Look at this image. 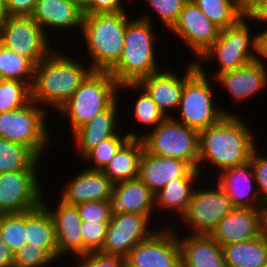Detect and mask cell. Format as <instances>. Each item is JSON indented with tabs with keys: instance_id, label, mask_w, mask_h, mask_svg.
Here are the masks:
<instances>
[{
	"instance_id": "cell-13",
	"label": "cell",
	"mask_w": 267,
	"mask_h": 267,
	"mask_svg": "<svg viewBox=\"0 0 267 267\" xmlns=\"http://www.w3.org/2000/svg\"><path fill=\"white\" fill-rule=\"evenodd\" d=\"M165 224L130 250L125 257L126 267H181L177 226L172 221Z\"/></svg>"
},
{
	"instance_id": "cell-2",
	"label": "cell",
	"mask_w": 267,
	"mask_h": 267,
	"mask_svg": "<svg viewBox=\"0 0 267 267\" xmlns=\"http://www.w3.org/2000/svg\"><path fill=\"white\" fill-rule=\"evenodd\" d=\"M79 58L53 49L35 66L31 100L46 110L57 111L92 71L89 64Z\"/></svg>"
},
{
	"instance_id": "cell-15",
	"label": "cell",
	"mask_w": 267,
	"mask_h": 267,
	"mask_svg": "<svg viewBox=\"0 0 267 267\" xmlns=\"http://www.w3.org/2000/svg\"><path fill=\"white\" fill-rule=\"evenodd\" d=\"M169 31L190 48L195 58L192 57L191 60L196 61L217 40L221 29L192 0H188Z\"/></svg>"
},
{
	"instance_id": "cell-40",
	"label": "cell",
	"mask_w": 267,
	"mask_h": 267,
	"mask_svg": "<svg viewBox=\"0 0 267 267\" xmlns=\"http://www.w3.org/2000/svg\"><path fill=\"white\" fill-rule=\"evenodd\" d=\"M109 222L82 221L83 255L102 250Z\"/></svg>"
},
{
	"instance_id": "cell-50",
	"label": "cell",
	"mask_w": 267,
	"mask_h": 267,
	"mask_svg": "<svg viewBox=\"0 0 267 267\" xmlns=\"http://www.w3.org/2000/svg\"><path fill=\"white\" fill-rule=\"evenodd\" d=\"M263 233L267 237V205L263 208Z\"/></svg>"
},
{
	"instance_id": "cell-49",
	"label": "cell",
	"mask_w": 267,
	"mask_h": 267,
	"mask_svg": "<svg viewBox=\"0 0 267 267\" xmlns=\"http://www.w3.org/2000/svg\"><path fill=\"white\" fill-rule=\"evenodd\" d=\"M234 3L244 14L247 12L250 0H230Z\"/></svg>"
},
{
	"instance_id": "cell-28",
	"label": "cell",
	"mask_w": 267,
	"mask_h": 267,
	"mask_svg": "<svg viewBox=\"0 0 267 267\" xmlns=\"http://www.w3.org/2000/svg\"><path fill=\"white\" fill-rule=\"evenodd\" d=\"M26 235L27 245L43 248L56 261L58 260L54 222L50 212L43 204L26 211Z\"/></svg>"
},
{
	"instance_id": "cell-29",
	"label": "cell",
	"mask_w": 267,
	"mask_h": 267,
	"mask_svg": "<svg viewBox=\"0 0 267 267\" xmlns=\"http://www.w3.org/2000/svg\"><path fill=\"white\" fill-rule=\"evenodd\" d=\"M202 178H176L167 183L162 189L155 194V208L156 212L161 211L166 215L169 210L171 214L175 215L179 220L186 213L189 206L192 193L197 183L201 182ZM198 181V182H197ZM160 209V210H159ZM164 210V211H163Z\"/></svg>"
},
{
	"instance_id": "cell-8",
	"label": "cell",
	"mask_w": 267,
	"mask_h": 267,
	"mask_svg": "<svg viewBox=\"0 0 267 267\" xmlns=\"http://www.w3.org/2000/svg\"><path fill=\"white\" fill-rule=\"evenodd\" d=\"M47 112L31 100L22 107L0 113V138L24 145L39 159L45 158L43 156L52 142Z\"/></svg>"
},
{
	"instance_id": "cell-35",
	"label": "cell",
	"mask_w": 267,
	"mask_h": 267,
	"mask_svg": "<svg viewBox=\"0 0 267 267\" xmlns=\"http://www.w3.org/2000/svg\"><path fill=\"white\" fill-rule=\"evenodd\" d=\"M220 29L235 24L245 14L230 0H192Z\"/></svg>"
},
{
	"instance_id": "cell-7",
	"label": "cell",
	"mask_w": 267,
	"mask_h": 267,
	"mask_svg": "<svg viewBox=\"0 0 267 267\" xmlns=\"http://www.w3.org/2000/svg\"><path fill=\"white\" fill-rule=\"evenodd\" d=\"M249 22V18L244 15L232 26L221 29L217 40L196 60L197 65L209 62L218 65L219 69H216V73L212 72L210 78L215 79L224 72L255 61L256 33L251 29L252 21Z\"/></svg>"
},
{
	"instance_id": "cell-34",
	"label": "cell",
	"mask_w": 267,
	"mask_h": 267,
	"mask_svg": "<svg viewBox=\"0 0 267 267\" xmlns=\"http://www.w3.org/2000/svg\"><path fill=\"white\" fill-rule=\"evenodd\" d=\"M34 71L35 65L29 59L0 44V79L20 80L31 87Z\"/></svg>"
},
{
	"instance_id": "cell-32",
	"label": "cell",
	"mask_w": 267,
	"mask_h": 267,
	"mask_svg": "<svg viewBox=\"0 0 267 267\" xmlns=\"http://www.w3.org/2000/svg\"><path fill=\"white\" fill-rule=\"evenodd\" d=\"M130 129L123 131L124 134L118 133L115 136L103 140L97 147L90 150L82 159V162H88L92 170H103L108 163L114 158L117 151L129 138H140L141 134ZM134 131V132H133ZM136 132V133H135ZM85 160V161H84Z\"/></svg>"
},
{
	"instance_id": "cell-39",
	"label": "cell",
	"mask_w": 267,
	"mask_h": 267,
	"mask_svg": "<svg viewBox=\"0 0 267 267\" xmlns=\"http://www.w3.org/2000/svg\"><path fill=\"white\" fill-rule=\"evenodd\" d=\"M53 261L56 262L45 249L33 245L26 244L14 254V267H48Z\"/></svg>"
},
{
	"instance_id": "cell-27",
	"label": "cell",
	"mask_w": 267,
	"mask_h": 267,
	"mask_svg": "<svg viewBox=\"0 0 267 267\" xmlns=\"http://www.w3.org/2000/svg\"><path fill=\"white\" fill-rule=\"evenodd\" d=\"M143 151L144 145L140 138H129L102 172L114 184L138 178Z\"/></svg>"
},
{
	"instance_id": "cell-51",
	"label": "cell",
	"mask_w": 267,
	"mask_h": 267,
	"mask_svg": "<svg viewBox=\"0 0 267 267\" xmlns=\"http://www.w3.org/2000/svg\"><path fill=\"white\" fill-rule=\"evenodd\" d=\"M72 2H75L80 8L83 10L89 5L91 0H71Z\"/></svg>"
},
{
	"instance_id": "cell-20",
	"label": "cell",
	"mask_w": 267,
	"mask_h": 267,
	"mask_svg": "<svg viewBox=\"0 0 267 267\" xmlns=\"http://www.w3.org/2000/svg\"><path fill=\"white\" fill-rule=\"evenodd\" d=\"M64 183L59 191V199L70 205L89 201L109 200L113 193L114 183L108 179L102 170H92L83 167L71 179ZM61 197V198H60Z\"/></svg>"
},
{
	"instance_id": "cell-26",
	"label": "cell",
	"mask_w": 267,
	"mask_h": 267,
	"mask_svg": "<svg viewBox=\"0 0 267 267\" xmlns=\"http://www.w3.org/2000/svg\"><path fill=\"white\" fill-rule=\"evenodd\" d=\"M178 240L181 267H227L221 245L209 234L178 233Z\"/></svg>"
},
{
	"instance_id": "cell-18",
	"label": "cell",
	"mask_w": 267,
	"mask_h": 267,
	"mask_svg": "<svg viewBox=\"0 0 267 267\" xmlns=\"http://www.w3.org/2000/svg\"><path fill=\"white\" fill-rule=\"evenodd\" d=\"M201 177L198 169L181 159L153 155L145 150L140 159L138 178L155 194L173 179Z\"/></svg>"
},
{
	"instance_id": "cell-45",
	"label": "cell",
	"mask_w": 267,
	"mask_h": 267,
	"mask_svg": "<svg viewBox=\"0 0 267 267\" xmlns=\"http://www.w3.org/2000/svg\"><path fill=\"white\" fill-rule=\"evenodd\" d=\"M37 0H6V16L31 17Z\"/></svg>"
},
{
	"instance_id": "cell-31",
	"label": "cell",
	"mask_w": 267,
	"mask_h": 267,
	"mask_svg": "<svg viewBox=\"0 0 267 267\" xmlns=\"http://www.w3.org/2000/svg\"><path fill=\"white\" fill-rule=\"evenodd\" d=\"M127 90L131 93L133 90L139 91L136 100H133V104H130L134 110H132L131 115H135L136 121L142 123L143 127L146 126L149 132L151 129L156 128L166 116L160 111L152 98L147 94V92L137 83H123L119 85V96L121 92ZM151 128V129H150Z\"/></svg>"
},
{
	"instance_id": "cell-30",
	"label": "cell",
	"mask_w": 267,
	"mask_h": 267,
	"mask_svg": "<svg viewBox=\"0 0 267 267\" xmlns=\"http://www.w3.org/2000/svg\"><path fill=\"white\" fill-rule=\"evenodd\" d=\"M227 267H263L267 265V237L221 246Z\"/></svg>"
},
{
	"instance_id": "cell-3",
	"label": "cell",
	"mask_w": 267,
	"mask_h": 267,
	"mask_svg": "<svg viewBox=\"0 0 267 267\" xmlns=\"http://www.w3.org/2000/svg\"><path fill=\"white\" fill-rule=\"evenodd\" d=\"M150 13H143L137 18L134 16L126 25L121 57L109 71L119 84L137 83L161 70L156 60L157 43L154 40L157 39Z\"/></svg>"
},
{
	"instance_id": "cell-52",
	"label": "cell",
	"mask_w": 267,
	"mask_h": 267,
	"mask_svg": "<svg viewBox=\"0 0 267 267\" xmlns=\"http://www.w3.org/2000/svg\"><path fill=\"white\" fill-rule=\"evenodd\" d=\"M6 16V0H0V18Z\"/></svg>"
},
{
	"instance_id": "cell-5",
	"label": "cell",
	"mask_w": 267,
	"mask_h": 267,
	"mask_svg": "<svg viewBox=\"0 0 267 267\" xmlns=\"http://www.w3.org/2000/svg\"><path fill=\"white\" fill-rule=\"evenodd\" d=\"M128 15V11L84 14L80 34L87 46L88 63L92 71L109 72L118 63L126 25L132 19Z\"/></svg>"
},
{
	"instance_id": "cell-11",
	"label": "cell",
	"mask_w": 267,
	"mask_h": 267,
	"mask_svg": "<svg viewBox=\"0 0 267 267\" xmlns=\"http://www.w3.org/2000/svg\"><path fill=\"white\" fill-rule=\"evenodd\" d=\"M50 42L43 28L32 17L0 18V44L29 59L35 66L53 50Z\"/></svg>"
},
{
	"instance_id": "cell-22",
	"label": "cell",
	"mask_w": 267,
	"mask_h": 267,
	"mask_svg": "<svg viewBox=\"0 0 267 267\" xmlns=\"http://www.w3.org/2000/svg\"><path fill=\"white\" fill-rule=\"evenodd\" d=\"M83 16V9L71 0H37L31 17L50 38L51 35H48L47 31L55 32L56 29V33L62 30L61 34L67 30L72 33V29L80 30L81 33Z\"/></svg>"
},
{
	"instance_id": "cell-10",
	"label": "cell",
	"mask_w": 267,
	"mask_h": 267,
	"mask_svg": "<svg viewBox=\"0 0 267 267\" xmlns=\"http://www.w3.org/2000/svg\"><path fill=\"white\" fill-rule=\"evenodd\" d=\"M205 181L206 179L204 181L202 179L203 184L197 183L186 213L180 218L188 231L185 233L210 234L218 222L235 208L216 180L215 184L207 180L210 182V186Z\"/></svg>"
},
{
	"instance_id": "cell-4",
	"label": "cell",
	"mask_w": 267,
	"mask_h": 267,
	"mask_svg": "<svg viewBox=\"0 0 267 267\" xmlns=\"http://www.w3.org/2000/svg\"><path fill=\"white\" fill-rule=\"evenodd\" d=\"M188 62L184 69V88L177 109L179 114L173 118L200 132L217 123L226 114H237L216 104L217 100L213 95L216 93L215 88L213 89L215 79L208 77L206 67L197 65L194 60Z\"/></svg>"
},
{
	"instance_id": "cell-42",
	"label": "cell",
	"mask_w": 267,
	"mask_h": 267,
	"mask_svg": "<svg viewBox=\"0 0 267 267\" xmlns=\"http://www.w3.org/2000/svg\"><path fill=\"white\" fill-rule=\"evenodd\" d=\"M257 146L250 157L262 203L267 205V155Z\"/></svg>"
},
{
	"instance_id": "cell-36",
	"label": "cell",
	"mask_w": 267,
	"mask_h": 267,
	"mask_svg": "<svg viewBox=\"0 0 267 267\" xmlns=\"http://www.w3.org/2000/svg\"><path fill=\"white\" fill-rule=\"evenodd\" d=\"M26 212L0 214V239L15 254L26 240Z\"/></svg>"
},
{
	"instance_id": "cell-44",
	"label": "cell",
	"mask_w": 267,
	"mask_h": 267,
	"mask_svg": "<svg viewBox=\"0 0 267 267\" xmlns=\"http://www.w3.org/2000/svg\"><path fill=\"white\" fill-rule=\"evenodd\" d=\"M123 0H91L89 5L83 10V14H98V13H115L128 11L123 5Z\"/></svg>"
},
{
	"instance_id": "cell-48",
	"label": "cell",
	"mask_w": 267,
	"mask_h": 267,
	"mask_svg": "<svg viewBox=\"0 0 267 267\" xmlns=\"http://www.w3.org/2000/svg\"><path fill=\"white\" fill-rule=\"evenodd\" d=\"M0 267H14V253L0 239Z\"/></svg>"
},
{
	"instance_id": "cell-21",
	"label": "cell",
	"mask_w": 267,
	"mask_h": 267,
	"mask_svg": "<svg viewBox=\"0 0 267 267\" xmlns=\"http://www.w3.org/2000/svg\"><path fill=\"white\" fill-rule=\"evenodd\" d=\"M179 73L174 68L171 70V67H167L137 82L166 117H173L172 114L178 109L180 103L184 88V71L182 75Z\"/></svg>"
},
{
	"instance_id": "cell-46",
	"label": "cell",
	"mask_w": 267,
	"mask_h": 267,
	"mask_svg": "<svg viewBox=\"0 0 267 267\" xmlns=\"http://www.w3.org/2000/svg\"><path fill=\"white\" fill-rule=\"evenodd\" d=\"M245 15L250 21L255 20V26H257V23L259 25L260 23H264L265 29H267V0H250Z\"/></svg>"
},
{
	"instance_id": "cell-9",
	"label": "cell",
	"mask_w": 267,
	"mask_h": 267,
	"mask_svg": "<svg viewBox=\"0 0 267 267\" xmlns=\"http://www.w3.org/2000/svg\"><path fill=\"white\" fill-rule=\"evenodd\" d=\"M141 134L147 153L181 159L198 169L199 132L195 129L166 117L156 128Z\"/></svg>"
},
{
	"instance_id": "cell-47",
	"label": "cell",
	"mask_w": 267,
	"mask_h": 267,
	"mask_svg": "<svg viewBox=\"0 0 267 267\" xmlns=\"http://www.w3.org/2000/svg\"><path fill=\"white\" fill-rule=\"evenodd\" d=\"M265 58V59H264ZM264 59V60H263ZM267 29L256 33V57L255 61L267 69Z\"/></svg>"
},
{
	"instance_id": "cell-6",
	"label": "cell",
	"mask_w": 267,
	"mask_h": 267,
	"mask_svg": "<svg viewBox=\"0 0 267 267\" xmlns=\"http://www.w3.org/2000/svg\"><path fill=\"white\" fill-rule=\"evenodd\" d=\"M119 83L107 71H91L74 94L57 110L69 121L70 132L107 110L119 98ZM66 117V118H65Z\"/></svg>"
},
{
	"instance_id": "cell-38",
	"label": "cell",
	"mask_w": 267,
	"mask_h": 267,
	"mask_svg": "<svg viewBox=\"0 0 267 267\" xmlns=\"http://www.w3.org/2000/svg\"><path fill=\"white\" fill-rule=\"evenodd\" d=\"M143 1V0H142ZM149 9L156 12L157 21H161L164 29L169 30L176 23L178 16L188 0H144Z\"/></svg>"
},
{
	"instance_id": "cell-43",
	"label": "cell",
	"mask_w": 267,
	"mask_h": 267,
	"mask_svg": "<svg viewBox=\"0 0 267 267\" xmlns=\"http://www.w3.org/2000/svg\"><path fill=\"white\" fill-rule=\"evenodd\" d=\"M71 267H126V260L121 256L105 255L100 252H92L79 257ZM76 265V266H75Z\"/></svg>"
},
{
	"instance_id": "cell-14",
	"label": "cell",
	"mask_w": 267,
	"mask_h": 267,
	"mask_svg": "<svg viewBox=\"0 0 267 267\" xmlns=\"http://www.w3.org/2000/svg\"><path fill=\"white\" fill-rule=\"evenodd\" d=\"M152 225L147 215L134 213L112 215L100 253L125 258L136 244L148 239L159 228L157 225Z\"/></svg>"
},
{
	"instance_id": "cell-17",
	"label": "cell",
	"mask_w": 267,
	"mask_h": 267,
	"mask_svg": "<svg viewBox=\"0 0 267 267\" xmlns=\"http://www.w3.org/2000/svg\"><path fill=\"white\" fill-rule=\"evenodd\" d=\"M263 234V208L235 207L209 234L221 246L255 239Z\"/></svg>"
},
{
	"instance_id": "cell-19",
	"label": "cell",
	"mask_w": 267,
	"mask_h": 267,
	"mask_svg": "<svg viewBox=\"0 0 267 267\" xmlns=\"http://www.w3.org/2000/svg\"><path fill=\"white\" fill-rule=\"evenodd\" d=\"M215 180L223 188L234 207H265L258 191L250 161L243 165L222 170L217 174Z\"/></svg>"
},
{
	"instance_id": "cell-25",
	"label": "cell",
	"mask_w": 267,
	"mask_h": 267,
	"mask_svg": "<svg viewBox=\"0 0 267 267\" xmlns=\"http://www.w3.org/2000/svg\"><path fill=\"white\" fill-rule=\"evenodd\" d=\"M111 214L134 213L155 216V193L139 178L115 183L109 198ZM154 213V214H153Z\"/></svg>"
},
{
	"instance_id": "cell-1",
	"label": "cell",
	"mask_w": 267,
	"mask_h": 267,
	"mask_svg": "<svg viewBox=\"0 0 267 267\" xmlns=\"http://www.w3.org/2000/svg\"><path fill=\"white\" fill-rule=\"evenodd\" d=\"M252 130L240 114H226L217 123L200 131L198 171L202 177L203 174V178L208 176L204 167L207 172L212 166L216 170L213 172L218 174L224 169L249 162L253 150L257 145L260 147Z\"/></svg>"
},
{
	"instance_id": "cell-24",
	"label": "cell",
	"mask_w": 267,
	"mask_h": 267,
	"mask_svg": "<svg viewBox=\"0 0 267 267\" xmlns=\"http://www.w3.org/2000/svg\"><path fill=\"white\" fill-rule=\"evenodd\" d=\"M119 98L105 111L96 115L91 121L77 129L72 137L77 147L78 156L83 158L90 150L97 147L103 140L115 136L122 128L119 109ZM119 103V104H118ZM119 115V116H118Z\"/></svg>"
},
{
	"instance_id": "cell-12",
	"label": "cell",
	"mask_w": 267,
	"mask_h": 267,
	"mask_svg": "<svg viewBox=\"0 0 267 267\" xmlns=\"http://www.w3.org/2000/svg\"><path fill=\"white\" fill-rule=\"evenodd\" d=\"M41 160L29 170L0 173V214L22 213L42 204L45 188L37 170Z\"/></svg>"
},
{
	"instance_id": "cell-23",
	"label": "cell",
	"mask_w": 267,
	"mask_h": 267,
	"mask_svg": "<svg viewBox=\"0 0 267 267\" xmlns=\"http://www.w3.org/2000/svg\"><path fill=\"white\" fill-rule=\"evenodd\" d=\"M215 81L232 96L233 101L243 103L252 97L255 99L258 94H262L260 92L267 89V69L253 61L218 75Z\"/></svg>"
},
{
	"instance_id": "cell-33",
	"label": "cell",
	"mask_w": 267,
	"mask_h": 267,
	"mask_svg": "<svg viewBox=\"0 0 267 267\" xmlns=\"http://www.w3.org/2000/svg\"><path fill=\"white\" fill-rule=\"evenodd\" d=\"M38 160L28 147L0 138V173L29 170Z\"/></svg>"
},
{
	"instance_id": "cell-41",
	"label": "cell",
	"mask_w": 267,
	"mask_h": 267,
	"mask_svg": "<svg viewBox=\"0 0 267 267\" xmlns=\"http://www.w3.org/2000/svg\"><path fill=\"white\" fill-rule=\"evenodd\" d=\"M82 221L110 222L111 209L109 200L89 201L75 205Z\"/></svg>"
},
{
	"instance_id": "cell-37",
	"label": "cell",
	"mask_w": 267,
	"mask_h": 267,
	"mask_svg": "<svg viewBox=\"0 0 267 267\" xmlns=\"http://www.w3.org/2000/svg\"><path fill=\"white\" fill-rule=\"evenodd\" d=\"M31 101V88L23 81L0 79V113L11 111Z\"/></svg>"
},
{
	"instance_id": "cell-16",
	"label": "cell",
	"mask_w": 267,
	"mask_h": 267,
	"mask_svg": "<svg viewBox=\"0 0 267 267\" xmlns=\"http://www.w3.org/2000/svg\"><path fill=\"white\" fill-rule=\"evenodd\" d=\"M42 199V204L50 212L56 233L58 248V261L68 258V256L79 257L83 255V236L81 231L82 220L79 216L77 207L64 203L58 199V204L54 207ZM56 206V207H55ZM53 208V209H52ZM63 258V259H62ZM60 259V260H59Z\"/></svg>"
}]
</instances>
